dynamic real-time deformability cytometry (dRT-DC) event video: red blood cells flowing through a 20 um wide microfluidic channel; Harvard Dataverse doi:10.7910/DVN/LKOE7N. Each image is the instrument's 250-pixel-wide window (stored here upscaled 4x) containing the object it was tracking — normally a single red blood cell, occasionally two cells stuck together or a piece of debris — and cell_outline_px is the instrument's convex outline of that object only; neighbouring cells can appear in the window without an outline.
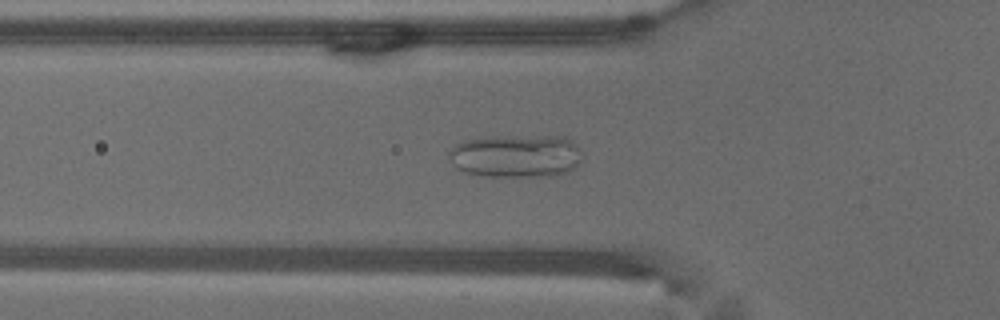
{"species": "common noctule bat (a hibernating species)", "species_latin": "Nyctalus noctula", "temperature_condition": "warm", "stored_images_in_passage": 53, "camera_frame_rate_fps": 3000, "um_per_image_px": 0.085, "animal": {"sex": "male", "body_mass_g": 18.8}, "frame": {"image": 1, "passage_image": 18, "time_ms": 5.667, "image_size_px": [1000, 320], "cell_outline_px": [[584, 160], [580, 164], [568, 172], [552, 176], [484, 176], [464, 172], [456, 168], [448, 160], [448, 152], [456, 144], [464, 140], [488, 136], [564, 136], [572, 140], [584, 152]], "centroid_in_image_um": [43.9, 13.25], "position_along_channel_um": 81.9, "area_um2": 34.28}}
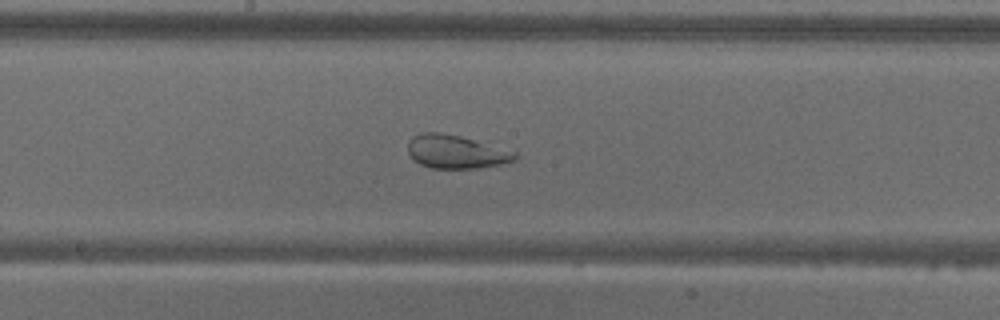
{"frame": {"image": 2, "passage_image": 28, "time_ms": 9.0, "image_size_px": [1000, 320], "cell_outline_px": [[516, 160], [500, 164], [480, 168], [432, 168], [420, 164], [412, 160], [408, 152], [408, 140], [412, 136], [420, 132], [440, 132], [488, 140], [516, 152]], "centroid_in_image_um": [38.8, 12.86], "position_along_channel_um": 209.4, "area_um2": 21.73}}
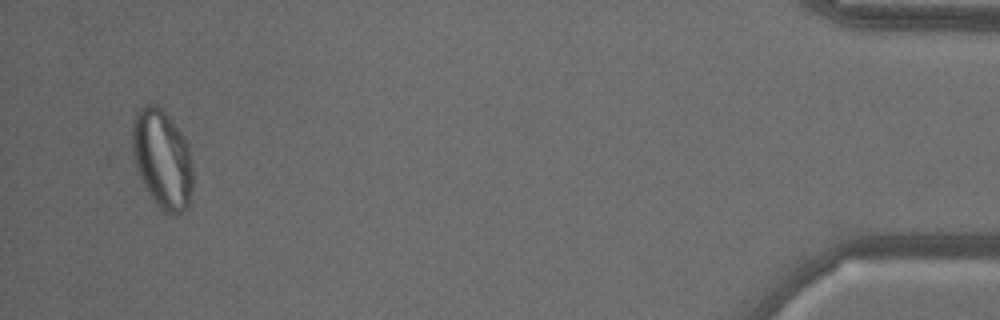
{"frame": {"image": 3, "passage_image": 51, "time_ms": 16.667, "image_size_px": [1000, 320], "cell_outline_px": [[192, 188], [188, 208], [176, 216], [172, 216], [164, 212], [156, 204], [144, 188], [140, 180], [132, 156], [132, 124], [136, 112], [140, 108], [148, 104], [156, 104], [168, 116], [180, 132], [188, 144], [192, 160]], "centroid_in_image_um": [13.78, 13.57], "position_along_channel_um": 421.4, "area_um2": 35.37}}